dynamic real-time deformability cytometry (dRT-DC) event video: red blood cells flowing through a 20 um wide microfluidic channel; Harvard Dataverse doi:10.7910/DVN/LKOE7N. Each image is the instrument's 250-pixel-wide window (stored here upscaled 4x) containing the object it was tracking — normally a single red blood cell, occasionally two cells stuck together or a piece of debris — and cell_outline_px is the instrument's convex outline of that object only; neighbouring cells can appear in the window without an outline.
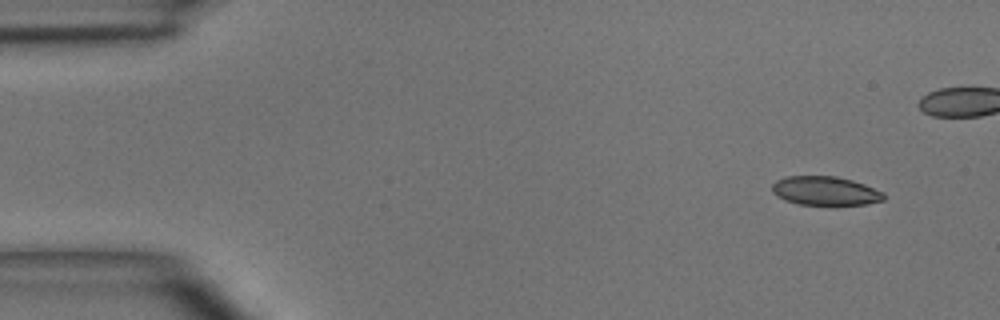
{"species": "common noctule bat (a hibernating species)", "species_latin": "Nyctalus noctula", "temperature_condition": "room temperature", "stored_images_in_passage": 4, "camera_frame_rate_fps": 3000, "um_per_image_px": 0.085, "animal": {"sex": "male", "body_mass_g": 15.6}, "frame": {"image": 1, "passage_image": 1, "time_ms": 0.0, "image_size_px": [1000, 320], "cell_outline_px": [[884, 200], [868, 204], [800, 204], [784, 200], [776, 196], [772, 192], [772, 184], [776, 180], [784, 176], [836, 176], [852, 180], [864, 184], [884, 192]], "centroid_in_image_um": [70.12, 16.21], "position_along_channel_um": 14.9, "area_um2": 18.79}}